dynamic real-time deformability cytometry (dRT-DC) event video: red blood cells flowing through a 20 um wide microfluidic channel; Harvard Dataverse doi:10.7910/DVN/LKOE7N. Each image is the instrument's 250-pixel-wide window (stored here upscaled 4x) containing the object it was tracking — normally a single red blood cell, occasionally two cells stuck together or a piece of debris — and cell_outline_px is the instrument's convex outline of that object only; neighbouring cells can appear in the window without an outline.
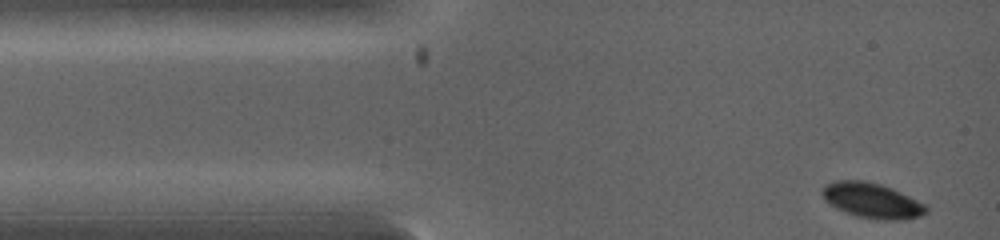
{"species": "common noctule bat (a hibernating species)", "species_latin": "Nyctalus noctula", "temperature_condition": "warm", "stored_images_in_passage": 6, "camera_frame_rate_fps": 5000, "um_per_image_px": 0.085, "animal": {"sex": "female", "body_mass_g": 19.0, "forearm_length_mm": 53.3}, "frame": {"image": 1, "passage_image": 1, "time_ms": 0.0, "image_size_px": [1000, 240], "cell_outline_px": [[928, 212], [920, 216], [904, 220], [880, 220], [856, 216], [836, 208], [828, 204], [824, 200], [820, 192], [824, 184], [836, 180], [864, 180], [880, 184], [892, 188], [924, 204], [928, 208]], "centroid_in_image_um": [74.07, 17.04], "position_along_channel_um": 10.9, "area_um2": 21.5}}
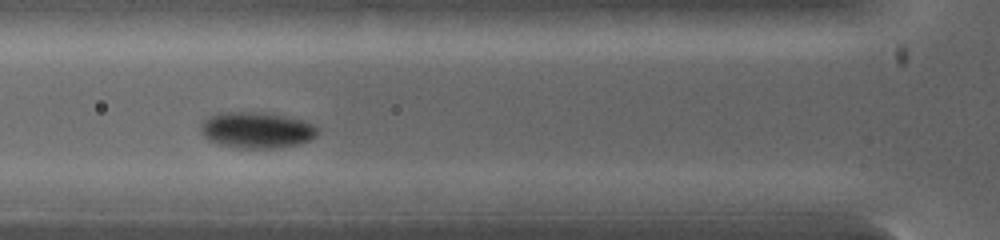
{"frame": {"image": 2, "passage_image": 5, "time_ms": 2.6, "image_size_px": [1000, 240], "cell_outline_px": [[320, 132], [316, 136], [300, 144], [280, 148], [236, 148], [216, 144], [208, 140], [200, 132], [200, 124], [208, 116], [216, 112], [268, 112], [300, 120], [312, 124], [320, 128]], "centroid_in_image_um": [21.79, 11.06], "position_along_channel_um": 104.0, "area_um2": 25.09}}
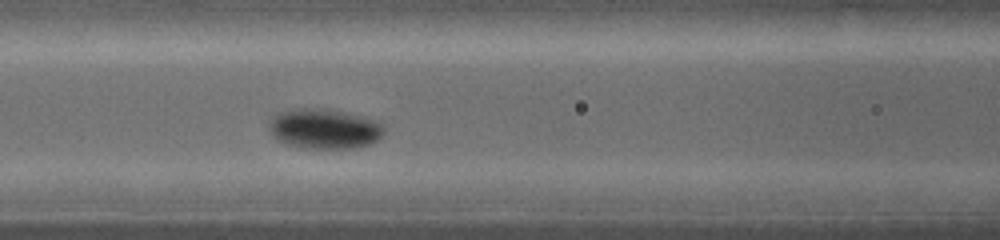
{"frame": {"image": 3, "passage_image": 6, "time_ms": 3.2, "image_size_px": [1000, 240], "cell_outline_px": [[384, 132], [376, 140], [368, 144], [356, 148], [300, 148], [284, 144], [276, 140], [272, 136], [268, 128], [268, 124], [276, 112], [296, 108], [328, 108], [360, 116], [384, 124]], "centroid_in_image_um": [27.49, 10.94], "position_along_channel_um": 139.1, "area_um2": 27.11}}